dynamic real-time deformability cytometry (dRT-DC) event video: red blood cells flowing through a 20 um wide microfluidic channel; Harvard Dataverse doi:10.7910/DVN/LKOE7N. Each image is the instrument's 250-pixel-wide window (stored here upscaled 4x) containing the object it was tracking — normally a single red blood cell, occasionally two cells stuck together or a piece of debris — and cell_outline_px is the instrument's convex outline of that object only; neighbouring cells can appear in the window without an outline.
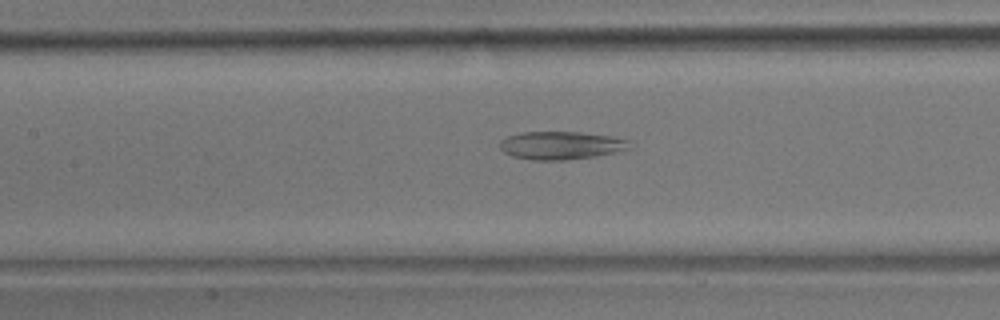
{"species": "common noctule bat (a hibernating species)", "species_latin": "Nyctalus noctula", "temperature_condition": "room temperature", "stored_images_in_passage": 46, "camera_frame_rate_fps": 3000, "um_per_image_px": 0.085, "animal": {"sex": "male", "body_mass_g": 17.9}, "frame": {"image": 1, "passage_image": 16, "time_ms": 5.0, "image_size_px": [1000, 320], "cell_outline_px": [[632, 148], [596, 156], [564, 160], [532, 160], [512, 156], [504, 152], [500, 148], [500, 140], [508, 136], [520, 132], [580, 132], [612, 136], [628, 140]], "centroid_in_image_um": [47.68, 12.35], "position_along_channel_um": 159.7, "area_um2": 21.21}}
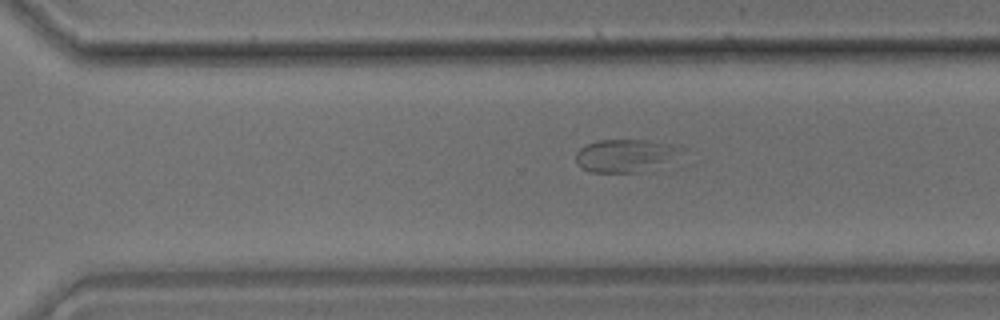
{"frame": {"image": 2, "passage_image": 29, "time_ms": 9.333, "image_size_px": [1000, 320], "cell_outline_px": [[688, 148], [652, 172], [592, 172], [584, 168], [576, 160], [576, 152], [580, 148], [588, 144], [600, 140], [644, 140], [672, 144]], "centroid_in_image_um": [53.24, 13.23], "position_along_channel_um": 317.4, "area_um2": 20.29}}
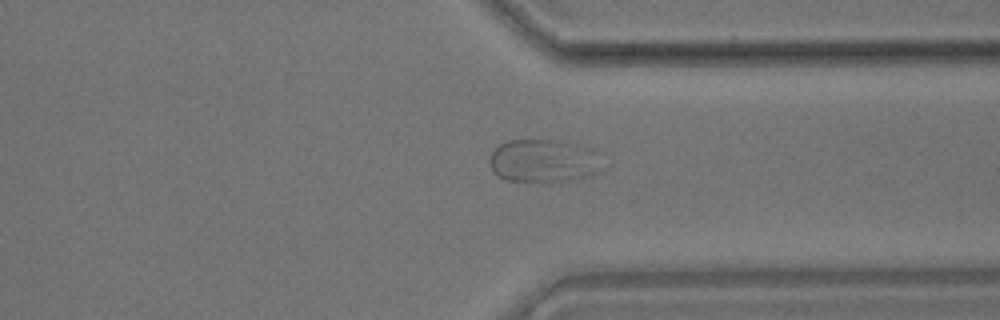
{"frame": {"image": 3, "passage_image": 33, "time_ms": 10.667, "image_size_px": [1000, 320], "cell_outline_px": [[596, 172], [588, 176], [572, 180], [548, 184], [504, 180], [496, 176], [492, 172], [488, 160], [492, 152], [500, 144], [508, 140], [560, 140], [592, 148], [596, 152]], "centroid_in_image_um": [46.09, 13.71], "position_along_channel_um": 365.3, "area_um2": 28.67}}